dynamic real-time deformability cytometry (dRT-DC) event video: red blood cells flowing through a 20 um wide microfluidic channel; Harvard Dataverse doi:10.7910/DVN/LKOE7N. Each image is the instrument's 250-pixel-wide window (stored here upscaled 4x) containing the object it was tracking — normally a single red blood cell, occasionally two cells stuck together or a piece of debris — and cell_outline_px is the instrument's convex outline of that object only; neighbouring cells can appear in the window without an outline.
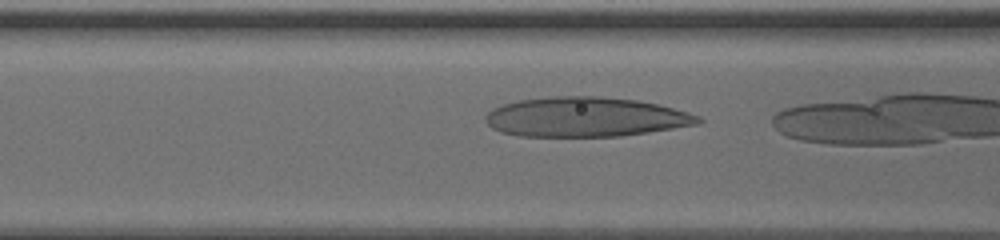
{"species": "human", "species_latin": "Homo sapiens", "temperature_condition": "cold", "stored_images_in_passage": 8, "camera_frame_rate_fps": 3000, "um_per_image_px": 0.085, "donor": {"sex": "male"}, "frame": {"image": 1, "passage_image": 7, "time_ms": 2.0, "image_size_px": [1000, 240], "cell_outline_px": [[704, 120], [696, 124], [648, 132], [620, 136], [520, 136], [500, 132], [492, 128], [484, 120], [484, 116], [492, 108], [504, 104], [520, 100], [556, 96], [600, 96], [636, 100], [656, 104], [688, 112], [700, 116]], "centroid_in_image_um": [49.73, 9.94], "position_along_channel_um": 116.9, "area_um2": 48.9}}